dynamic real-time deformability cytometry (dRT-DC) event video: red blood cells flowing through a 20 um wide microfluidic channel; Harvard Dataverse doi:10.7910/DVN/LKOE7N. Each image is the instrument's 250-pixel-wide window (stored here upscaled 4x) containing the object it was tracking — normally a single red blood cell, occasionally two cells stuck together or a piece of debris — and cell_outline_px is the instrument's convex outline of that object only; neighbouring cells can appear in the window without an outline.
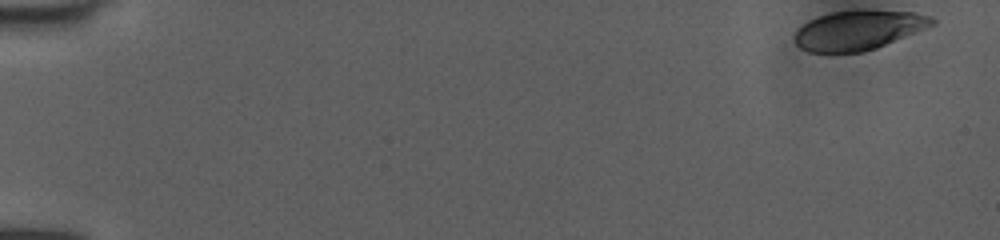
{"species": "human", "species_latin": "Homo sapiens", "temperature_condition": "room temperature", "stored_images_in_passage": 51, "camera_frame_rate_fps": 3000, "um_per_image_px": 0.085, "donor": {"sex": "female"}, "frame": {"image": 1, "passage_image": 1, "time_ms": 0.0, "image_size_px": [1000, 240], "cell_outline_px": [[936, 24], [876, 48], [860, 52], [808, 52], [800, 48], [796, 44], [796, 32], [808, 20], [832, 12], [916, 12], [932, 16], [936, 20]], "centroid_in_image_um": [72.99, 2.59], "position_along_channel_um": 12.0, "area_um2": 30.69}}
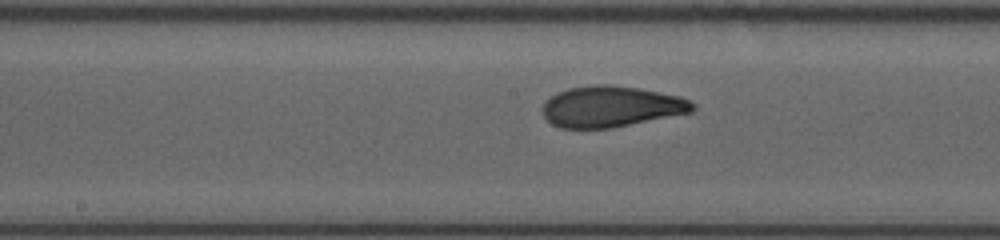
{"frame": {"image": 2, "passage_image": 27, "time_ms": 8.667, "image_size_px": [1000, 240], "cell_outline_px": [[696, 108], [692, 112], [612, 128], [560, 128], [552, 124], [544, 116], [540, 108], [552, 96], [568, 88], [596, 84], [604, 84], [640, 88], [680, 96], [696, 104]], "centroid_in_image_um": [51.96, 9.06], "position_along_channel_um": 196.2, "area_um2": 35.84}}
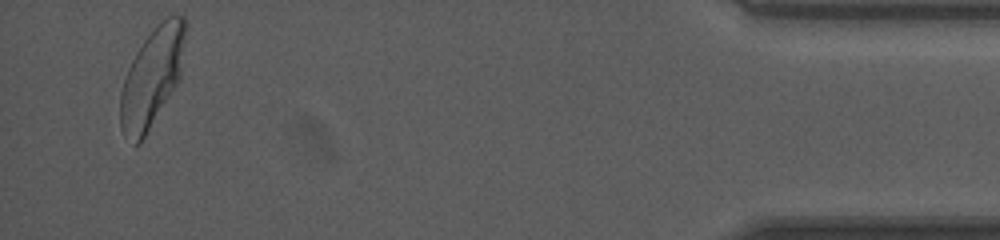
{"frame": {"image": 3, "passage_image": 49, "time_ms": 16.0, "image_size_px": [1000, 240], "cell_outline_px": [[188, 28], [180, 76], [176, 84], [140, 144], [136, 144], [124, 136], [120, 128], [120, 92], [128, 68], [136, 52], [144, 40], [160, 20], [176, 12], [184, 16], [188, 20]], "centroid_in_image_um": [12.95, 6.48], "position_along_channel_um": 422.2, "area_um2": 37.69}, "authors_computed_cell_mechanics": {"area_um2": 35.3158, "velocity_mm_per_s": 4.0144, "shape_relaxation_time_tau1_ms": 5.4041, "shape_relaxation_time_tau2_ms": 0.8064, "deformation_change_tau1": 0.1858, "deformation_change_tau2": 0.0627}}